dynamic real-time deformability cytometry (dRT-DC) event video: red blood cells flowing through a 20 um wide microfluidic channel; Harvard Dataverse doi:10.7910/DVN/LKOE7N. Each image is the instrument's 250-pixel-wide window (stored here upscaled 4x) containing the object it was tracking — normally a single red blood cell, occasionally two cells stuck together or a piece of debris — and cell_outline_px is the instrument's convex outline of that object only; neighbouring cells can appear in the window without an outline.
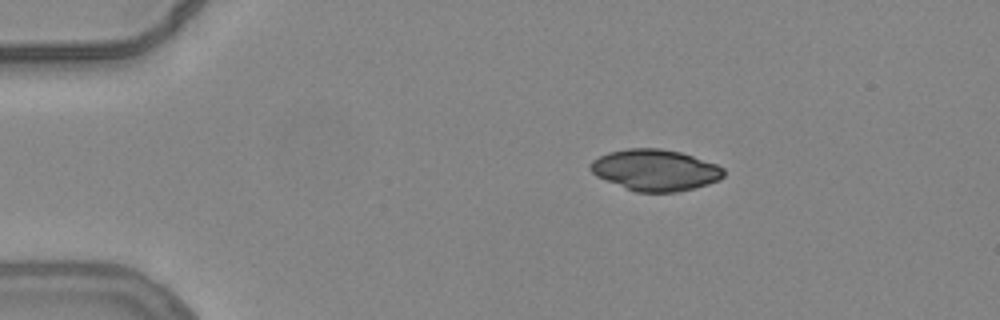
{"species": "common noctule bat (a hibernating species)", "species_latin": "Nyctalus noctula", "temperature_condition": "warm", "stored_images_in_passage": 7, "camera_frame_rate_fps": 3000, "um_per_image_px": 0.085, "animal": {"sex": "female", "body_mass_g": 24.6, "forearm_length_mm": 56.2}, "frame": {"image": 1, "passage_image": 1, "time_ms": 0.0, "image_size_px": [1000, 320], "cell_outline_px": [[724, 176], [720, 180], [708, 184], [676, 192], [636, 192], [596, 176], [588, 168], [588, 164], [592, 160], [608, 152], [628, 148], [660, 148], [680, 152], [716, 164], [724, 168]], "centroid_in_image_um": [55.67, 14.45], "position_along_channel_um": 29.3, "area_um2": 32.02}}